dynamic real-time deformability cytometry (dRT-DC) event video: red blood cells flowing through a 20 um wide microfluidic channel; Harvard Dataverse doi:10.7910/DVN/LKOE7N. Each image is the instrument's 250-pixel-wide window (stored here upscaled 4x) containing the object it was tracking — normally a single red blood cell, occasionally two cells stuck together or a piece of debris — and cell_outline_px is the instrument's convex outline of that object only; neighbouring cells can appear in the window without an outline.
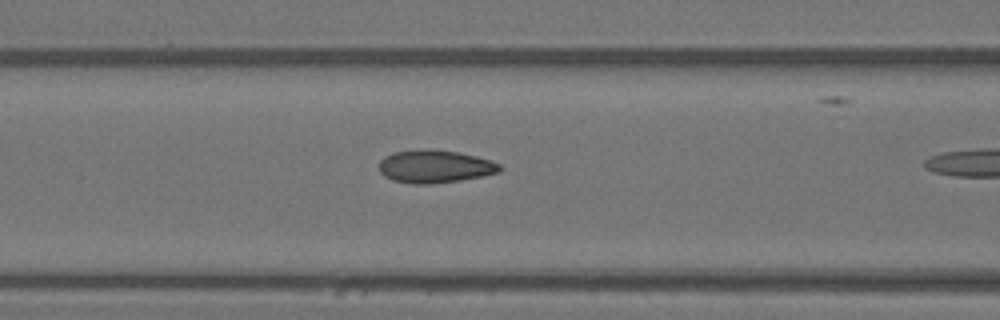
{"species": "Egyptian fruit bat (a non-hibernating species)", "species_latin": "Rousettus aegyptiacus", "temperature_condition": "warm", "stored_images_in_passage": 11, "camera_frame_rate_fps": 3000, "um_per_image_px": 0.085, "animal": {"sex": "female"}, "frame": {"image": 1, "passage_image": 10, "time_ms": 3.0, "image_size_px": [1000, 320], "cell_outline_px": [[500, 172], [460, 180], [428, 184], [412, 184], [392, 180], [384, 176], [380, 172], [380, 160], [384, 156], [392, 152], [428, 148], [432, 148], [460, 152], [476, 156], [500, 164]], "centroid_in_image_um": [36.92, 14.13], "position_along_channel_um": 129.7, "area_um2": 23.18}}